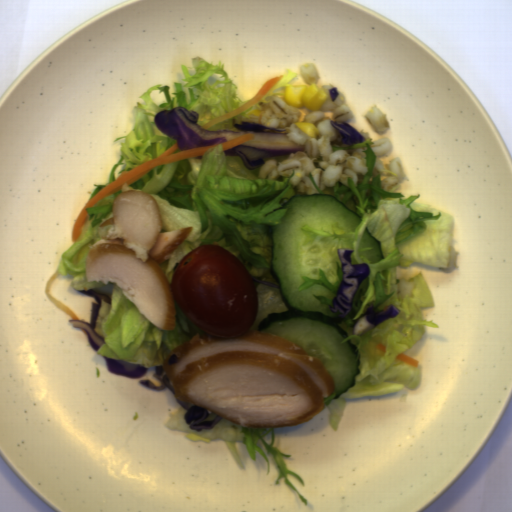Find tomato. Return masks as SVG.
<instances>
[{"label":"tomato","mask_w":512,"mask_h":512,"mask_svg":"<svg viewBox=\"0 0 512 512\" xmlns=\"http://www.w3.org/2000/svg\"><path fill=\"white\" fill-rule=\"evenodd\" d=\"M187 319L209 336L236 339L253 329L259 300L253 275L221 244L202 243L183 255L170 279Z\"/></svg>","instance_id":"tomato-1"}]
</instances>
